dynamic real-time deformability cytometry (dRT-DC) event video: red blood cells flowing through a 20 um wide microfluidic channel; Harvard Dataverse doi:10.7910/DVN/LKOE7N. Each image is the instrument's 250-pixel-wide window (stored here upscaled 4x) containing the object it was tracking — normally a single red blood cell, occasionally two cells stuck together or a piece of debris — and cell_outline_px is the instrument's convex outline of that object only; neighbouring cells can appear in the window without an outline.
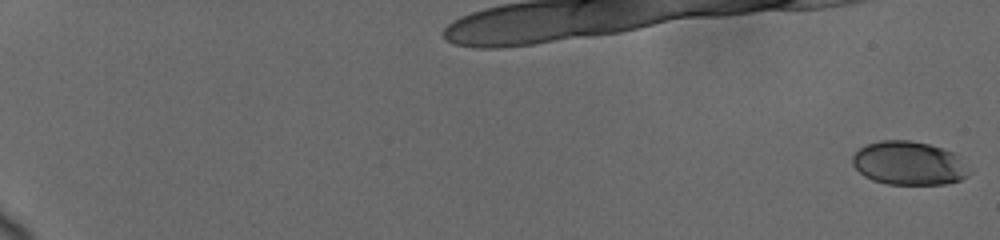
{"species": "human", "species_latin": "Homo sapiens", "temperature_condition": "cold", "stored_images_in_passage": 46, "camera_frame_rate_fps": 3000, "um_per_image_px": 0.085, "donor": {"sex": "female"}, "frame": {"image": 1, "passage_image": 1, "time_ms": 0.0, "image_size_px": [1000, 240], "cell_outline_px": [[972, 172], [968, 176], [960, 180], [948, 184], [888, 184], [872, 180], [864, 176], [852, 164], [852, 156], [860, 148], [868, 144], [880, 140], [908, 140], [928, 144], [944, 148], [952, 152]], "centroid_in_image_um": [77.25, 13.88], "position_along_channel_um": 7.8, "area_um2": 29.59}}
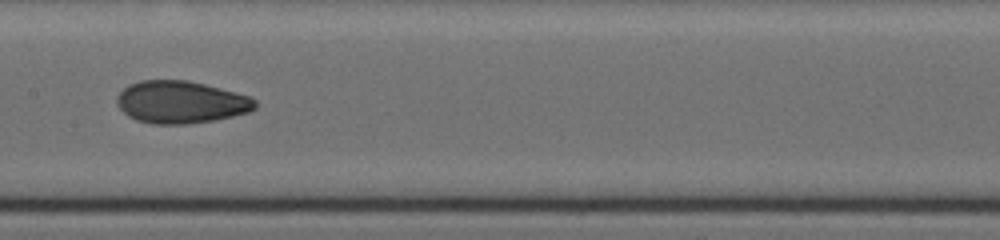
{"frame": {"image": 2, "passage_image": 27, "time_ms": 11.333, "image_size_px": [1000, 240], "cell_outline_px": [[256, 108], [248, 112], [216, 120], [188, 124], [152, 124], [136, 120], [128, 116], [116, 104], [116, 96], [128, 84], [140, 80], [188, 80], [204, 84], [248, 96], [256, 100]], "centroid_in_image_um": [15.33, 8.69], "position_along_channel_um": 192.1, "area_um2": 34.16}}
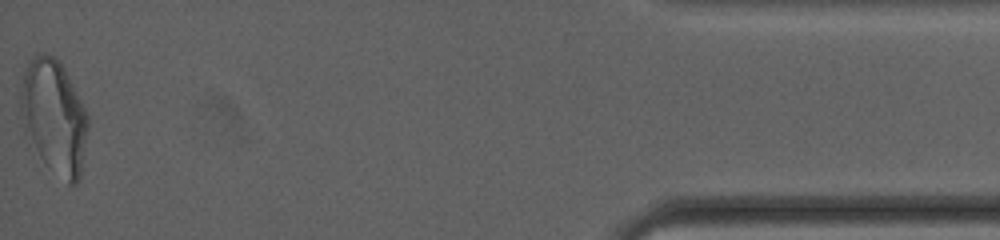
{"frame": {"image": 3, "passage_image": 46, "time_ms": 19.667, "image_size_px": [1000, 240], "cell_outline_px": [[88, 128], [80, 180], [76, 184], [68, 184], [40, 156], [24, 132], [20, 108], [20, 92], [24, 72], [28, 64], [36, 52], [40, 52], [52, 56], [60, 60], [88, 116]], "centroid_in_image_um": [4.59, 9.9], "position_along_channel_um": 430.6, "area_um2": 44.27}, "authors_computed_cell_mechanics": {"area_um2": 32.7148, "velocity_mm_per_s": 3.6958, "shape_relaxation_time_tau1_ms": 5.3115, "shape_relaxation_time_tau2_ms": 1.5432, "deformation_change_tau1": 0.1661, "deformation_change_tau2": 0.0644}}